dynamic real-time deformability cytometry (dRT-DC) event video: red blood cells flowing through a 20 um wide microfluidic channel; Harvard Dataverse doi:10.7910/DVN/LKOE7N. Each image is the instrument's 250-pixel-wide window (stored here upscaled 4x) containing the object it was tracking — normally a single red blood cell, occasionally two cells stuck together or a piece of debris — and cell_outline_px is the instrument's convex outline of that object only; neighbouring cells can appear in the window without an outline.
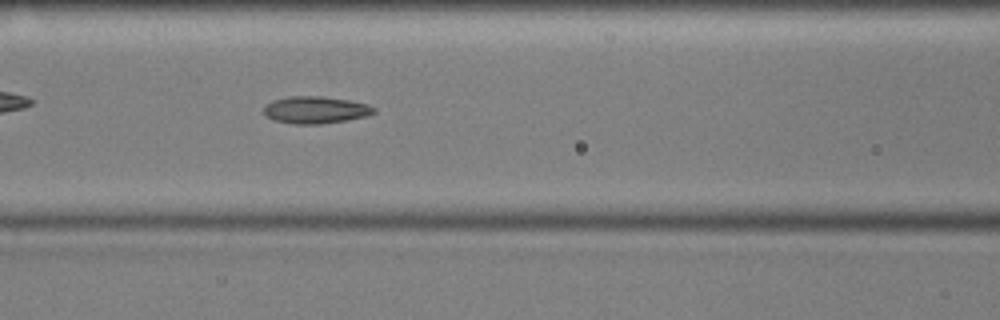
{"species": "common noctule bat (a hibernating species)", "species_latin": "Nyctalus noctula", "temperature_condition": "cold", "stored_images_in_passage": 54, "camera_frame_rate_fps": 3000, "um_per_image_px": 0.085, "animal": {"sex": "male", "body_mass_g": 17.9, "forearm_length_mm": 54.2}, "frame": {"image": 1, "passage_image": 22, "time_ms": 7.0, "image_size_px": [1000, 320], "cell_outline_px": [[376, 112], [368, 116], [320, 124], [292, 124], [276, 120], [268, 116], [264, 112], [264, 104], [272, 100], [288, 96], [324, 96], [348, 100], [368, 104], [376, 108]], "centroid_in_image_um": [26.83, 9.33], "position_along_channel_um": 139.8, "area_um2": 17.46}}
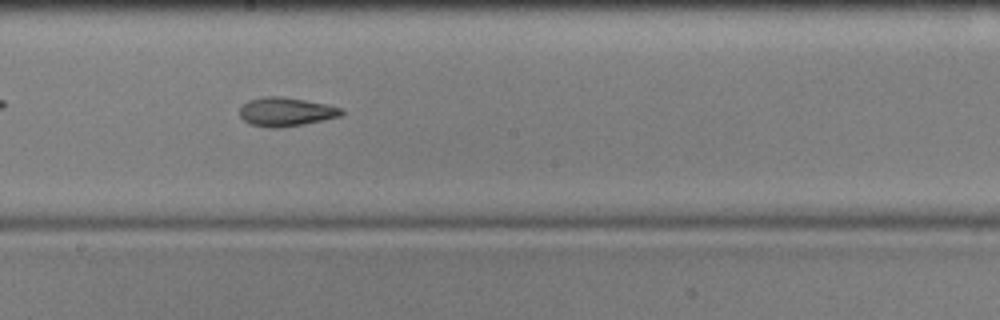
{"frame": {"image": 2, "passage_image": 29, "time_ms": 9.333, "image_size_px": [1000, 320], "cell_outline_px": [[344, 112], [340, 116], [324, 120], [304, 124], [280, 128], [268, 128], [248, 124], [240, 116], [240, 108], [248, 100], [264, 96], [280, 96], [328, 104], [340, 108]], "centroid_in_image_um": [24.28, 9.51], "position_along_channel_um": 223.9, "area_um2": 17.17}}
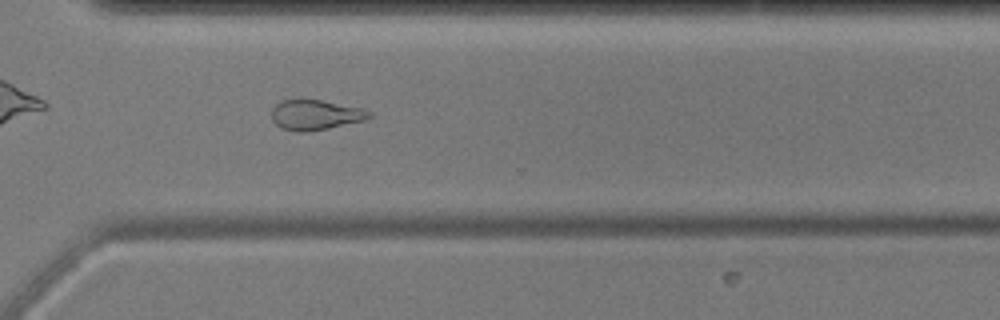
{"frame": {"image": 3, "passage_image": 39, "time_ms": 12.667, "image_size_px": [1000, 320], "cell_outline_px": [[372, 116], [364, 120], [328, 128], [308, 132], [296, 132], [280, 128], [272, 120], [272, 108], [276, 104], [284, 100], [300, 96], [364, 108], [372, 112]], "centroid_in_image_um": [26.78, 9.73], "position_along_channel_um": 343.8, "area_um2": 17.69}, "authors_computed_cell_mechanics": {"area_um2": 17.6579, "velocity_mm_per_s": 3.6039, "shape_relaxation_time_tau1_ms": 7.9345, "shape_relaxation_time_tau2_ms": 2.715, "deformation_change_tau1": 0.1554, "deformation_change_tau2": 0.1008}}